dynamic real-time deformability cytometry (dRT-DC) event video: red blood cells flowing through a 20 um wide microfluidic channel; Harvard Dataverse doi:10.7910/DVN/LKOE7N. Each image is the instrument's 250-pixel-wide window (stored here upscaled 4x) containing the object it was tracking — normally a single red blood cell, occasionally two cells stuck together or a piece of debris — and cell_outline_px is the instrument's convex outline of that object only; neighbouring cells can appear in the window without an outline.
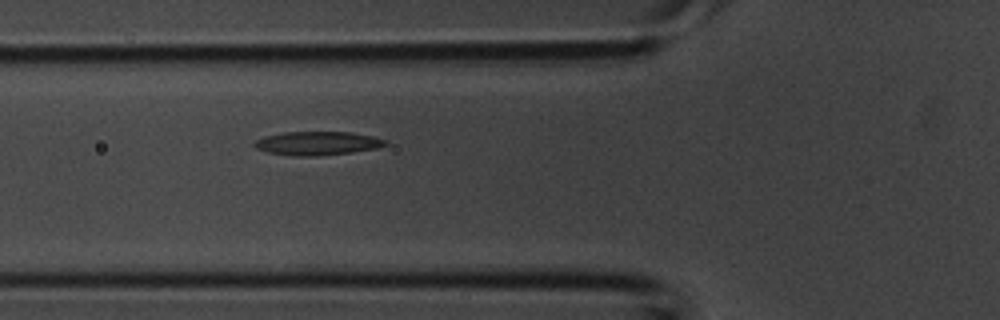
{"species": "common noctule bat (a hibernating species)", "species_latin": "Nyctalus noctula", "temperature_condition": "room temperature", "stored_images_in_passage": 3, "camera_frame_rate_fps": 3000, "um_per_image_px": 0.085, "animal": {"sex": "male", "body_mass_g": 20.1, "forearm_length_mm": 53.5}, "frame": {"image": 1, "passage_image": 3, "time_ms": 0.667, "image_size_px": [1000, 320], "cell_outline_px": [[388, 144], [376, 148], [352, 152], [316, 156], [292, 156], [268, 152], [256, 148], [252, 144], [256, 140], [264, 136], [284, 132], [348, 132], [372, 136], [388, 140]], "centroid_in_image_um": [26.96, 12.18], "position_along_channel_um": 98.8, "area_um2": 18.03}}